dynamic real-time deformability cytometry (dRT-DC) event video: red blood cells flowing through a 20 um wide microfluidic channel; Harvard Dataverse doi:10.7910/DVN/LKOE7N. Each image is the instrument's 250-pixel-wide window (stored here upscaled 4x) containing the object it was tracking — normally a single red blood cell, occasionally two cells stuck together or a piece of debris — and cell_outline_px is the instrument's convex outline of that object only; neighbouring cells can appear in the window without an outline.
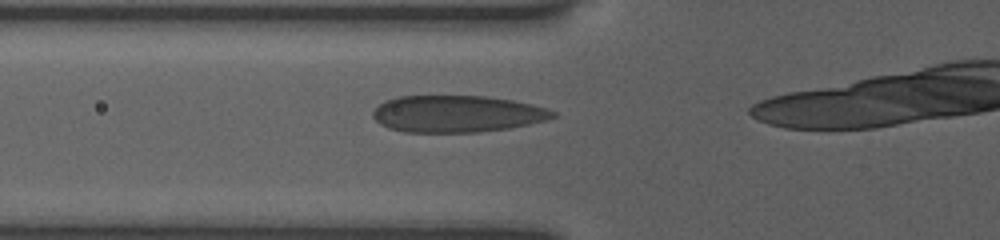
{"species": "human", "species_latin": "Homo sapiens", "temperature_condition": "room temperature", "stored_images_in_passage": 8, "camera_frame_rate_fps": 3000, "um_per_image_px": 0.085, "donor": {"sex": "female"}, "frame": {"image": 1, "passage_image": 2, "time_ms": 0.667, "image_size_px": [1000, 240], "cell_outline_px": [[556, 116], [544, 120], [528, 124], [508, 128], [480, 132], [404, 132], [388, 128], [380, 124], [372, 116], [372, 112], [384, 100], [400, 96], [484, 96], [512, 100], [532, 104], [548, 108], [556, 112]], "centroid_in_image_um": [38.83, 9.67], "position_along_channel_um": 87.0, "area_um2": 38.61}}
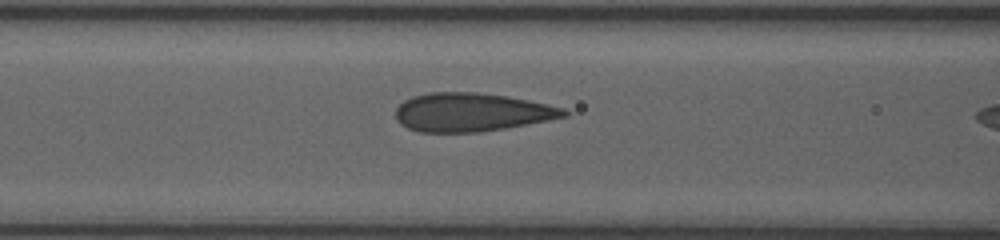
{"frame": {"image": 2, "passage_image": 4, "time_ms": 1.667, "image_size_px": [1000, 240], "cell_outline_px": [[568, 116], [504, 128], [480, 132], [420, 132], [408, 128], [400, 124], [396, 120], [396, 108], [404, 100], [412, 96], [428, 92], [476, 92], [508, 96], [528, 100], [564, 108], [568, 112]], "centroid_in_image_um": [40.04, 9.53], "position_along_channel_um": 126.6, "area_um2": 37.69}}
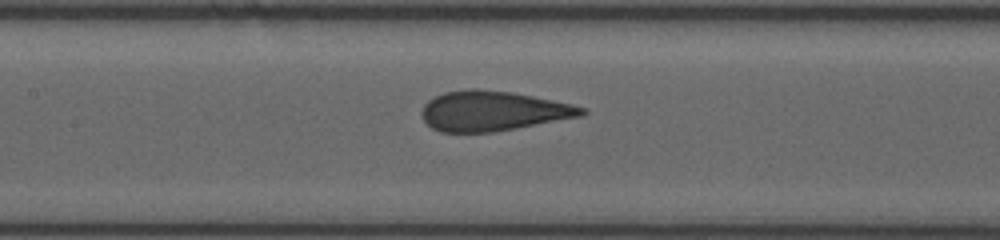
{"frame": {"image": 3, "passage_image": 6, "time_ms": 2.667, "image_size_px": [1000, 240], "cell_outline_px": [[588, 112], [584, 116], [516, 128], [492, 132], [440, 132], [432, 128], [424, 120], [420, 112], [424, 104], [428, 100], [444, 92], [468, 88], [476, 88], [512, 92], [552, 100], [584, 108]], "centroid_in_image_um": [41.87, 9.43], "position_along_channel_um": 165.5, "area_um2": 37.17}}